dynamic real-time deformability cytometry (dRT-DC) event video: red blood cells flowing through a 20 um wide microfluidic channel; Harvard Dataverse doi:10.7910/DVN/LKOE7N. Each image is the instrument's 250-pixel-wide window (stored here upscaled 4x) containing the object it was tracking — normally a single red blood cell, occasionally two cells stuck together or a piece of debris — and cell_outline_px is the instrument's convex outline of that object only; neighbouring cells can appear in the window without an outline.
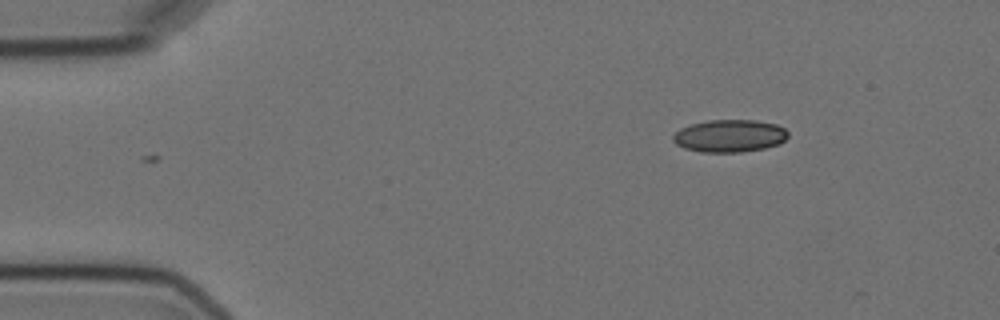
{"species": "Egyptian fruit bat (a non-hibernating species)", "species_latin": "Rousettus aegyptiacus", "temperature_condition": "cold", "stored_images_in_passage": 2, "camera_frame_rate_fps": 3000, "um_per_image_px": 0.085, "animal": {"sex": "female"}, "frame": {"image": 1, "passage_image": 2, "time_ms": 1.333, "image_size_px": [1000, 320], "cell_outline_px": [[788, 136], [780, 144], [764, 148], [740, 152], [700, 152], [684, 148], [676, 144], [672, 140], [672, 136], [680, 128], [692, 124], [708, 120], [756, 120], [776, 124], [784, 128], [788, 132]], "centroid_in_image_um": [62.01, 11.55], "position_along_channel_um": 23.0, "area_um2": 21.85}}